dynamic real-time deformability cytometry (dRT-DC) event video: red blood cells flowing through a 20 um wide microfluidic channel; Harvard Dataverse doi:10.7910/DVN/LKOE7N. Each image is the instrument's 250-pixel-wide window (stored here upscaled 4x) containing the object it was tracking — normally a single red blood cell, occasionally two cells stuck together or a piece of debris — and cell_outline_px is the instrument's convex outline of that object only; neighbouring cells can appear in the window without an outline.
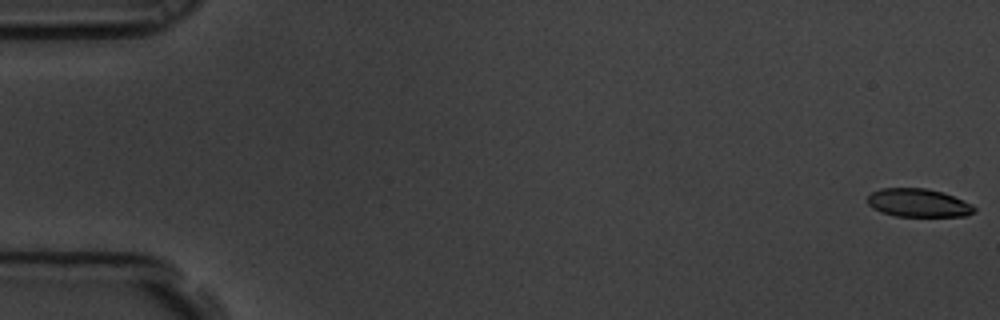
{"species": "common noctule bat (a hibernating species)", "species_latin": "Nyctalus noctula", "temperature_condition": "room temperature", "stored_images_in_passage": 6, "camera_frame_rate_fps": 3000, "um_per_image_px": 0.085, "animal": {"sex": "male", "body_mass_g": 19.5, "forearm_length_mm": 54.6}, "frame": {"image": 1, "passage_image": 1, "time_ms": 0.0, "image_size_px": [1000, 320], "cell_outline_px": [[976, 212], [968, 216], [896, 216], [880, 212], [872, 208], [868, 204], [868, 196], [872, 192], [880, 188], [924, 188], [944, 192], [972, 204], [976, 208]], "centroid_in_image_um": [78.07, 17.25], "position_along_channel_um": 6.9, "area_um2": 17.74}}
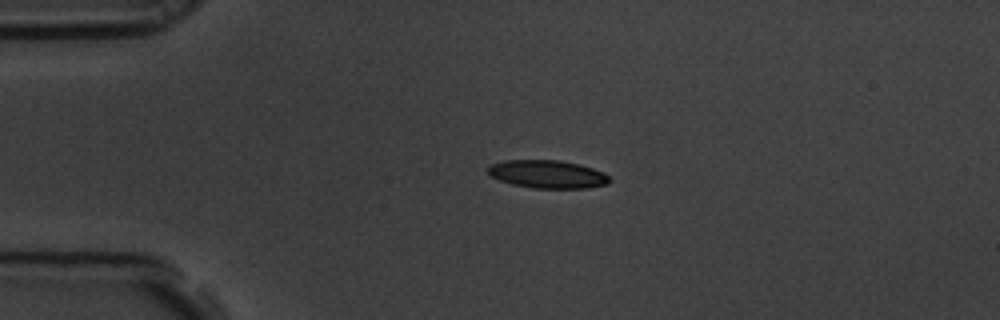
{"frame": {"image": 2, "passage_image": 5, "time_ms": 1.333, "image_size_px": [1000, 320], "cell_outline_px": [[612, 180], [608, 184], [588, 188], [532, 188], [512, 184], [500, 180], [492, 176], [488, 172], [488, 168], [492, 164], [504, 160], [560, 160], [580, 164], [604, 172]], "centroid_in_image_um": [46.58, 14.81], "position_along_channel_um": 38.4, "area_um2": 19.88}}